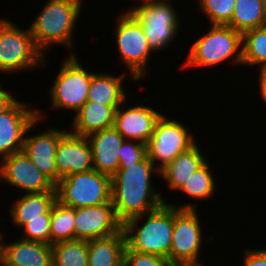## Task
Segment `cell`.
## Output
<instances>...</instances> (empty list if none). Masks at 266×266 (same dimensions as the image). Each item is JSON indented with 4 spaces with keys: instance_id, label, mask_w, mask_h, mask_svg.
<instances>
[{
    "instance_id": "obj_3",
    "label": "cell",
    "mask_w": 266,
    "mask_h": 266,
    "mask_svg": "<svg viewBox=\"0 0 266 266\" xmlns=\"http://www.w3.org/2000/svg\"><path fill=\"white\" fill-rule=\"evenodd\" d=\"M173 223L174 207L167 202L152 212L127 220L122 227L126 238L124 251L156 255L170 261Z\"/></svg>"
},
{
    "instance_id": "obj_19",
    "label": "cell",
    "mask_w": 266,
    "mask_h": 266,
    "mask_svg": "<svg viewBox=\"0 0 266 266\" xmlns=\"http://www.w3.org/2000/svg\"><path fill=\"white\" fill-rule=\"evenodd\" d=\"M93 157V169L112 177L119 168L121 144L125 140L113 127L87 136Z\"/></svg>"
},
{
    "instance_id": "obj_13",
    "label": "cell",
    "mask_w": 266,
    "mask_h": 266,
    "mask_svg": "<svg viewBox=\"0 0 266 266\" xmlns=\"http://www.w3.org/2000/svg\"><path fill=\"white\" fill-rule=\"evenodd\" d=\"M0 183L22 190V194L56 191L55 184L21 151L0 160Z\"/></svg>"
},
{
    "instance_id": "obj_34",
    "label": "cell",
    "mask_w": 266,
    "mask_h": 266,
    "mask_svg": "<svg viewBox=\"0 0 266 266\" xmlns=\"http://www.w3.org/2000/svg\"><path fill=\"white\" fill-rule=\"evenodd\" d=\"M242 254L244 261L242 266H266V247L265 249L264 247L260 249L248 247Z\"/></svg>"
},
{
    "instance_id": "obj_21",
    "label": "cell",
    "mask_w": 266,
    "mask_h": 266,
    "mask_svg": "<svg viewBox=\"0 0 266 266\" xmlns=\"http://www.w3.org/2000/svg\"><path fill=\"white\" fill-rule=\"evenodd\" d=\"M119 106H108L87 101L74 115L69 131L85 136L114 126L115 112ZM73 128V129H72Z\"/></svg>"
},
{
    "instance_id": "obj_18",
    "label": "cell",
    "mask_w": 266,
    "mask_h": 266,
    "mask_svg": "<svg viewBox=\"0 0 266 266\" xmlns=\"http://www.w3.org/2000/svg\"><path fill=\"white\" fill-rule=\"evenodd\" d=\"M0 231V258L10 266H52V246L22 238L5 241ZM4 238V240H3Z\"/></svg>"
},
{
    "instance_id": "obj_8",
    "label": "cell",
    "mask_w": 266,
    "mask_h": 266,
    "mask_svg": "<svg viewBox=\"0 0 266 266\" xmlns=\"http://www.w3.org/2000/svg\"><path fill=\"white\" fill-rule=\"evenodd\" d=\"M79 60L76 54H66V58L62 59L60 69L49 89L52 107L50 109H66L76 113L87 102L94 72L88 71Z\"/></svg>"
},
{
    "instance_id": "obj_37",
    "label": "cell",
    "mask_w": 266,
    "mask_h": 266,
    "mask_svg": "<svg viewBox=\"0 0 266 266\" xmlns=\"http://www.w3.org/2000/svg\"><path fill=\"white\" fill-rule=\"evenodd\" d=\"M136 1H141V3L137 4H133V6L131 7H127V8H138L139 6H143V5H150V4H158V3H166V2H169L171 0H136Z\"/></svg>"
},
{
    "instance_id": "obj_30",
    "label": "cell",
    "mask_w": 266,
    "mask_h": 266,
    "mask_svg": "<svg viewBox=\"0 0 266 266\" xmlns=\"http://www.w3.org/2000/svg\"><path fill=\"white\" fill-rule=\"evenodd\" d=\"M196 3L198 7L195 11L203 12L202 15L207 16L210 24L226 25L235 7V0H197Z\"/></svg>"
},
{
    "instance_id": "obj_5",
    "label": "cell",
    "mask_w": 266,
    "mask_h": 266,
    "mask_svg": "<svg viewBox=\"0 0 266 266\" xmlns=\"http://www.w3.org/2000/svg\"><path fill=\"white\" fill-rule=\"evenodd\" d=\"M15 21L0 18V73L13 74L35 68H48L49 60L38 49L29 28L21 29ZM33 68V69H32Z\"/></svg>"
},
{
    "instance_id": "obj_33",
    "label": "cell",
    "mask_w": 266,
    "mask_h": 266,
    "mask_svg": "<svg viewBox=\"0 0 266 266\" xmlns=\"http://www.w3.org/2000/svg\"><path fill=\"white\" fill-rule=\"evenodd\" d=\"M123 266H174L168 259L160 256L124 251Z\"/></svg>"
},
{
    "instance_id": "obj_1",
    "label": "cell",
    "mask_w": 266,
    "mask_h": 266,
    "mask_svg": "<svg viewBox=\"0 0 266 266\" xmlns=\"http://www.w3.org/2000/svg\"><path fill=\"white\" fill-rule=\"evenodd\" d=\"M160 170L146 156L132 165H119L111 177V201L118 220L124 224L136 216L152 212L165 204V196L153 182Z\"/></svg>"
},
{
    "instance_id": "obj_15",
    "label": "cell",
    "mask_w": 266,
    "mask_h": 266,
    "mask_svg": "<svg viewBox=\"0 0 266 266\" xmlns=\"http://www.w3.org/2000/svg\"><path fill=\"white\" fill-rule=\"evenodd\" d=\"M75 239L92 240L113 236L122 230L112 201L75 209Z\"/></svg>"
},
{
    "instance_id": "obj_17",
    "label": "cell",
    "mask_w": 266,
    "mask_h": 266,
    "mask_svg": "<svg viewBox=\"0 0 266 266\" xmlns=\"http://www.w3.org/2000/svg\"><path fill=\"white\" fill-rule=\"evenodd\" d=\"M55 162L57 182L65 176L93 170L92 150L87 137L68 131L59 140Z\"/></svg>"
},
{
    "instance_id": "obj_26",
    "label": "cell",
    "mask_w": 266,
    "mask_h": 266,
    "mask_svg": "<svg viewBox=\"0 0 266 266\" xmlns=\"http://www.w3.org/2000/svg\"><path fill=\"white\" fill-rule=\"evenodd\" d=\"M211 161L207 160L201 167H199L188 180L177 191L179 194H185V198L188 196L190 199H196L197 201L208 200L212 198L216 192L218 181L216 180L213 169L210 165ZM212 169V170H211ZM180 191V192H179Z\"/></svg>"
},
{
    "instance_id": "obj_11",
    "label": "cell",
    "mask_w": 266,
    "mask_h": 266,
    "mask_svg": "<svg viewBox=\"0 0 266 266\" xmlns=\"http://www.w3.org/2000/svg\"><path fill=\"white\" fill-rule=\"evenodd\" d=\"M184 123L166 114L156 121L152 137L146 145L148 158L159 170L198 142L195 133L190 132V127Z\"/></svg>"
},
{
    "instance_id": "obj_35",
    "label": "cell",
    "mask_w": 266,
    "mask_h": 266,
    "mask_svg": "<svg viewBox=\"0 0 266 266\" xmlns=\"http://www.w3.org/2000/svg\"><path fill=\"white\" fill-rule=\"evenodd\" d=\"M1 83V82H0ZM4 84H0V113L6 110L16 99L15 94L3 88Z\"/></svg>"
},
{
    "instance_id": "obj_9",
    "label": "cell",
    "mask_w": 266,
    "mask_h": 266,
    "mask_svg": "<svg viewBox=\"0 0 266 266\" xmlns=\"http://www.w3.org/2000/svg\"><path fill=\"white\" fill-rule=\"evenodd\" d=\"M55 190L56 200L67 207L107 204L111 202V177L93 169L61 178Z\"/></svg>"
},
{
    "instance_id": "obj_25",
    "label": "cell",
    "mask_w": 266,
    "mask_h": 266,
    "mask_svg": "<svg viewBox=\"0 0 266 266\" xmlns=\"http://www.w3.org/2000/svg\"><path fill=\"white\" fill-rule=\"evenodd\" d=\"M226 25L241 34L266 26L263 0H235L232 17Z\"/></svg>"
},
{
    "instance_id": "obj_36",
    "label": "cell",
    "mask_w": 266,
    "mask_h": 266,
    "mask_svg": "<svg viewBox=\"0 0 266 266\" xmlns=\"http://www.w3.org/2000/svg\"><path fill=\"white\" fill-rule=\"evenodd\" d=\"M258 76L259 77L257 78L259 79L258 89H260V99L266 104V68L259 69Z\"/></svg>"
},
{
    "instance_id": "obj_31",
    "label": "cell",
    "mask_w": 266,
    "mask_h": 266,
    "mask_svg": "<svg viewBox=\"0 0 266 266\" xmlns=\"http://www.w3.org/2000/svg\"><path fill=\"white\" fill-rule=\"evenodd\" d=\"M51 219H35L29 220L22 228V235L20 238L33 241L41 242L44 244L51 245ZM24 229V230H23Z\"/></svg>"
},
{
    "instance_id": "obj_32",
    "label": "cell",
    "mask_w": 266,
    "mask_h": 266,
    "mask_svg": "<svg viewBox=\"0 0 266 266\" xmlns=\"http://www.w3.org/2000/svg\"><path fill=\"white\" fill-rule=\"evenodd\" d=\"M119 165H132L147 156V145L143 142L125 139L121 144Z\"/></svg>"
},
{
    "instance_id": "obj_23",
    "label": "cell",
    "mask_w": 266,
    "mask_h": 266,
    "mask_svg": "<svg viewBox=\"0 0 266 266\" xmlns=\"http://www.w3.org/2000/svg\"><path fill=\"white\" fill-rule=\"evenodd\" d=\"M127 73L115 76L109 72H98L92 75L87 101L101 103L108 106H120L127 98L128 93L123 85Z\"/></svg>"
},
{
    "instance_id": "obj_6",
    "label": "cell",
    "mask_w": 266,
    "mask_h": 266,
    "mask_svg": "<svg viewBox=\"0 0 266 266\" xmlns=\"http://www.w3.org/2000/svg\"><path fill=\"white\" fill-rule=\"evenodd\" d=\"M167 204L174 207L170 262L174 266H203L200 255L207 236L197 212L198 202Z\"/></svg>"
},
{
    "instance_id": "obj_12",
    "label": "cell",
    "mask_w": 266,
    "mask_h": 266,
    "mask_svg": "<svg viewBox=\"0 0 266 266\" xmlns=\"http://www.w3.org/2000/svg\"><path fill=\"white\" fill-rule=\"evenodd\" d=\"M43 109L39 110L37 106V119L28 127L23 143L22 151L27 157L39 168V170L48 177L54 184L57 183V169L55 162V155L59 140L68 132L66 130H59L55 127L51 128L48 125L45 127L44 132L30 135L41 121H44ZM43 114V115H42ZM35 126V127H34ZM29 134V135H28ZM28 135V136H27Z\"/></svg>"
},
{
    "instance_id": "obj_24",
    "label": "cell",
    "mask_w": 266,
    "mask_h": 266,
    "mask_svg": "<svg viewBox=\"0 0 266 266\" xmlns=\"http://www.w3.org/2000/svg\"><path fill=\"white\" fill-rule=\"evenodd\" d=\"M125 247L123 229L110 237L88 240V266H123Z\"/></svg>"
},
{
    "instance_id": "obj_4",
    "label": "cell",
    "mask_w": 266,
    "mask_h": 266,
    "mask_svg": "<svg viewBox=\"0 0 266 266\" xmlns=\"http://www.w3.org/2000/svg\"><path fill=\"white\" fill-rule=\"evenodd\" d=\"M209 29L193 41L181 67L212 68L231 61L230 64L239 65L241 68L242 34L228 25L210 24Z\"/></svg>"
},
{
    "instance_id": "obj_16",
    "label": "cell",
    "mask_w": 266,
    "mask_h": 266,
    "mask_svg": "<svg viewBox=\"0 0 266 266\" xmlns=\"http://www.w3.org/2000/svg\"><path fill=\"white\" fill-rule=\"evenodd\" d=\"M127 98L115 112L114 128L124 139L147 144L152 137L156 121L163 112L154 107L137 104L129 106ZM128 106V107H127Z\"/></svg>"
},
{
    "instance_id": "obj_20",
    "label": "cell",
    "mask_w": 266,
    "mask_h": 266,
    "mask_svg": "<svg viewBox=\"0 0 266 266\" xmlns=\"http://www.w3.org/2000/svg\"><path fill=\"white\" fill-rule=\"evenodd\" d=\"M9 207V217L13 226L22 229L29 220L51 219L56 191L22 194Z\"/></svg>"
},
{
    "instance_id": "obj_2",
    "label": "cell",
    "mask_w": 266,
    "mask_h": 266,
    "mask_svg": "<svg viewBox=\"0 0 266 266\" xmlns=\"http://www.w3.org/2000/svg\"><path fill=\"white\" fill-rule=\"evenodd\" d=\"M84 0H47L28 28L38 49L47 57V50L55 44L69 55L77 54L73 43L75 27L84 9ZM79 18V19H78Z\"/></svg>"
},
{
    "instance_id": "obj_10",
    "label": "cell",
    "mask_w": 266,
    "mask_h": 266,
    "mask_svg": "<svg viewBox=\"0 0 266 266\" xmlns=\"http://www.w3.org/2000/svg\"><path fill=\"white\" fill-rule=\"evenodd\" d=\"M174 5L170 1L123 9L139 22L153 53L167 49L170 44L172 47V44L176 41L175 38L180 36L178 34L182 31L180 27L183 24L180 22L182 19Z\"/></svg>"
},
{
    "instance_id": "obj_38",
    "label": "cell",
    "mask_w": 266,
    "mask_h": 266,
    "mask_svg": "<svg viewBox=\"0 0 266 266\" xmlns=\"http://www.w3.org/2000/svg\"><path fill=\"white\" fill-rule=\"evenodd\" d=\"M0 266H10V265L6 264V263L0 258Z\"/></svg>"
},
{
    "instance_id": "obj_7",
    "label": "cell",
    "mask_w": 266,
    "mask_h": 266,
    "mask_svg": "<svg viewBox=\"0 0 266 266\" xmlns=\"http://www.w3.org/2000/svg\"><path fill=\"white\" fill-rule=\"evenodd\" d=\"M117 15L115 20V44L119 59L122 61L125 71L132 76V81L146 79L150 58L153 52L139 22L127 11Z\"/></svg>"
},
{
    "instance_id": "obj_29",
    "label": "cell",
    "mask_w": 266,
    "mask_h": 266,
    "mask_svg": "<svg viewBox=\"0 0 266 266\" xmlns=\"http://www.w3.org/2000/svg\"><path fill=\"white\" fill-rule=\"evenodd\" d=\"M75 208L67 207L56 201L52 207L51 245L75 240Z\"/></svg>"
},
{
    "instance_id": "obj_27",
    "label": "cell",
    "mask_w": 266,
    "mask_h": 266,
    "mask_svg": "<svg viewBox=\"0 0 266 266\" xmlns=\"http://www.w3.org/2000/svg\"><path fill=\"white\" fill-rule=\"evenodd\" d=\"M242 65L266 68V26L242 34Z\"/></svg>"
},
{
    "instance_id": "obj_14",
    "label": "cell",
    "mask_w": 266,
    "mask_h": 266,
    "mask_svg": "<svg viewBox=\"0 0 266 266\" xmlns=\"http://www.w3.org/2000/svg\"><path fill=\"white\" fill-rule=\"evenodd\" d=\"M18 98L0 113V160L21 152L28 127L38 118L37 109Z\"/></svg>"
},
{
    "instance_id": "obj_28",
    "label": "cell",
    "mask_w": 266,
    "mask_h": 266,
    "mask_svg": "<svg viewBox=\"0 0 266 266\" xmlns=\"http://www.w3.org/2000/svg\"><path fill=\"white\" fill-rule=\"evenodd\" d=\"M52 246V266H88V241L71 240Z\"/></svg>"
},
{
    "instance_id": "obj_22",
    "label": "cell",
    "mask_w": 266,
    "mask_h": 266,
    "mask_svg": "<svg viewBox=\"0 0 266 266\" xmlns=\"http://www.w3.org/2000/svg\"><path fill=\"white\" fill-rule=\"evenodd\" d=\"M195 144L189 150L180 153L173 161L160 170V177L166 183L167 190L176 193L208 158L203 155L201 146ZM207 158V159H206Z\"/></svg>"
},
{
    "instance_id": "obj_39",
    "label": "cell",
    "mask_w": 266,
    "mask_h": 266,
    "mask_svg": "<svg viewBox=\"0 0 266 266\" xmlns=\"http://www.w3.org/2000/svg\"><path fill=\"white\" fill-rule=\"evenodd\" d=\"M263 5H264V11H265V15H266V0H263Z\"/></svg>"
}]
</instances>
